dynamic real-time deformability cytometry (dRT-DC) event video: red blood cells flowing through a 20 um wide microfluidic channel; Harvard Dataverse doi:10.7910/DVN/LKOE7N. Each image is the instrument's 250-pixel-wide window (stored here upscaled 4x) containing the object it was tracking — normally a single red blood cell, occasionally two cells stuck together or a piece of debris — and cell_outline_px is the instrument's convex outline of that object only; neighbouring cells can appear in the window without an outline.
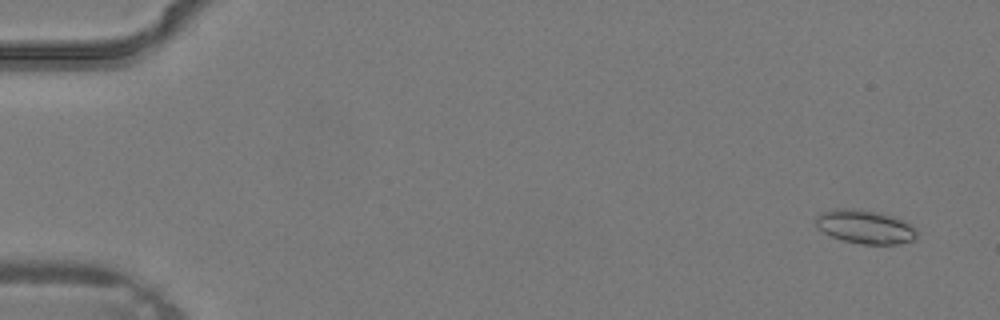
{"species": "common noctule bat (a hibernating species)", "species_latin": "Nyctalus noctula", "temperature_condition": "warm", "stored_images_in_passage": 3, "camera_frame_rate_fps": 3000, "um_per_image_px": 0.085, "animal": {"sex": "male", "body_mass_g": 19.2, "forearm_length_mm": 51.8}, "frame": {"image": 1, "passage_image": 1, "time_ms": 0.0, "image_size_px": [1000, 320], "cell_outline_px": [[916, 236], [912, 240], [900, 244], [860, 244], [844, 240], [832, 236], [824, 232], [816, 224], [816, 216], [820, 212], [836, 208], [840, 208], [872, 212], [888, 216], [900, 220], [916, 228]], "centroid_in_image_um": [73.5, 19.3], "position_along_channel_um": 11.5, "area_um2": 19.13}}
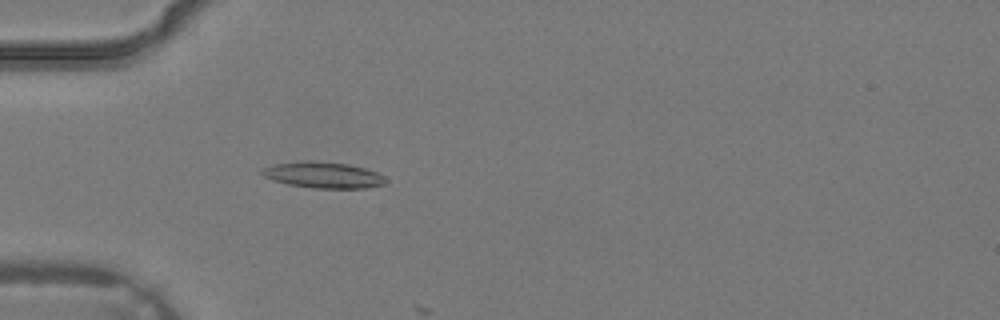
{"frame": {"image": 2, "passage_image": 3, "time_ms": 0.667, "image_size_px": [1000, 320], "cell_outline_px": [[388, 180], [384, 184], [368, 188], [312, 188], [288, 184], [272, 180], [264, 176], [260, 172], [264, 168], [276, 164], [348, 164], [364, 168], [376, 172], [384, 176]], "centroid_in_image_um": [27.57, 14.94], "position_along_channel_um": 57.4, "area_um2": 17.69}}